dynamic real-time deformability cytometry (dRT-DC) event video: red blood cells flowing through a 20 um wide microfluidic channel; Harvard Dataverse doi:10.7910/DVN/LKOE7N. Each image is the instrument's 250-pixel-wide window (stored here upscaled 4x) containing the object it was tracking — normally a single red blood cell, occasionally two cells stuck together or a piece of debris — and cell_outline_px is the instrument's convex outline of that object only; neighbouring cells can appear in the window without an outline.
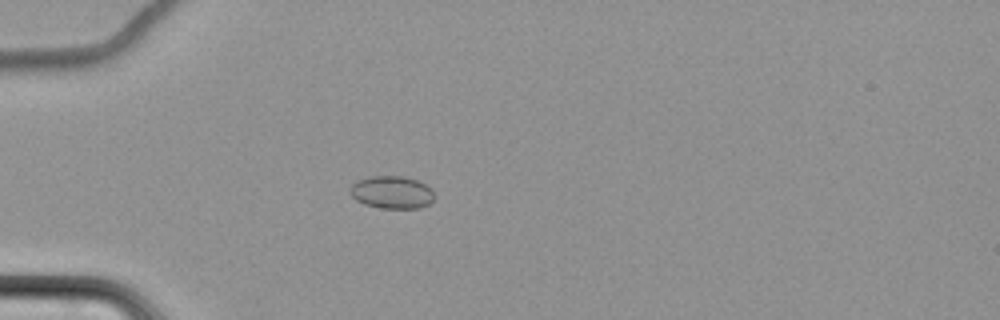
{"species": "common noctule bat (a hibernating species)", "species_latin": "Nyctalus noctula", "temperature_condition": "cold", "stored_images_in_passage": 9, "camera_frame_rate_fps": 3000, "um_per_image_px": 0.085, "animal": {"sex": "female", "body_mass_g": 22.7, "forearm_length_mm": 54.2}, "frame": {"image": 1, "passage_image": 7, "time_ms": 7.333, "image_size_px": [1000, 320], "cell_outline_px": [[436, 196], [428, 204], [420, 208], [380, 208], [364, 204], [356, 200], [352, 196], [348, 188], [352, 184], [368, 176], [404, 176], [416, 180], [432, 188]], "centroid_in_image_um": [33.31, 16.34], "position_along_channel_um": 51.7, "area_um2": 16.13}}
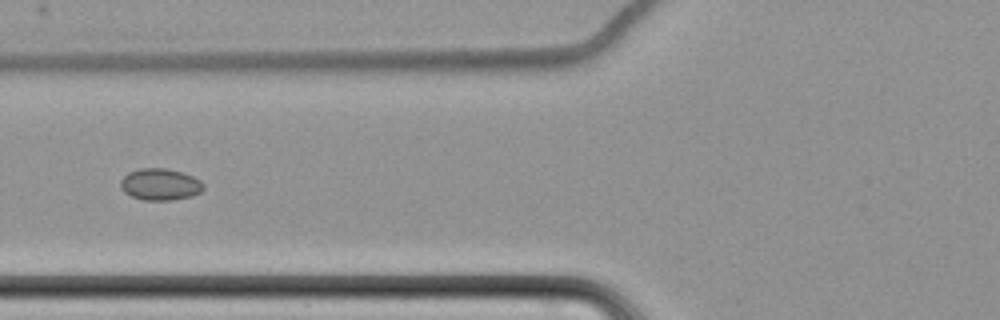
{"frame": {"image": 2, "passage_image": 9, "time_ms": 9.667, "image_size_px": [1000, 320], "cell_outline_px": [[204, 188], [200, 192], [192, 196], [172, 200], [144, 200], [132, 196], [124, 192], [120, 188], [120, 180], [128, 172], [140, 168], [164, 168], [180, 172], [192, 176], [200, 180], [204, 184]], "centroid_in_image_um": [13.6, 15.67], "position_along_channel_um": 112.2, "area_um2": 15.32}}